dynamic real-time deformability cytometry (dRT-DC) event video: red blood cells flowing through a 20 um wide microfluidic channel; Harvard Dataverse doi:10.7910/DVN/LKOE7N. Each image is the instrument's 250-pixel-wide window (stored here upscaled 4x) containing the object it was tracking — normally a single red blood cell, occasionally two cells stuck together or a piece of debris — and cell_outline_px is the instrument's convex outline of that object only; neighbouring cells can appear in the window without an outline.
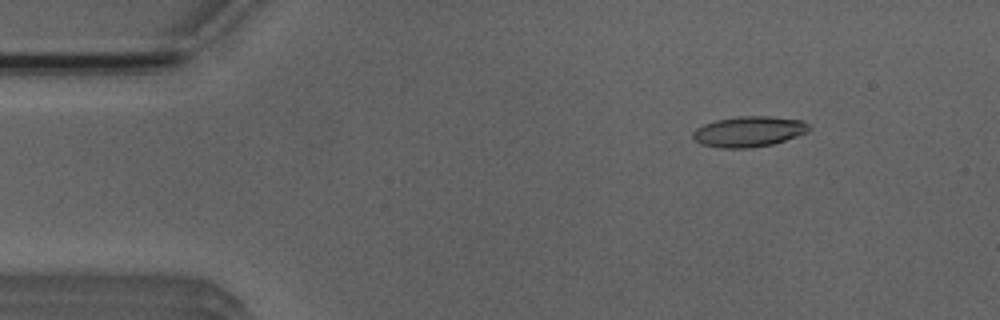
{"species": "Egyptian fruit bat (a non-hibernating species)", "species_latin": "Rousettus aegyptiacus", "temperature_condition": "room temperature", "stored_images_in_passage": 4, "camera_frame_rate_fps": 3000, "um_per_image_px": 0.085, "animal": {"sex": "male"}, "frame": {"image": 1, "passage_image": 4, "time_ms": 4.333, "image_size_px": [1000, 320], "cell_outline_px": [[808, 132], [772, 144], [748, 148], [720, 148], [700, 144], [692, 136], [692, 132], [696, 128], [704, 124], [716, 120], [736, 116], [772, 116], [804, 120], [808, 124]], "centroid_in_image_um": [63.63, 11.17], "position_along_channel_um": 21.4, "area_um2": 20.69}}